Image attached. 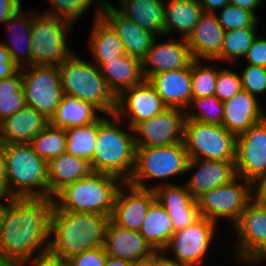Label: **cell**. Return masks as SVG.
<instances>
[{
  "label": "cell",
  "mask_w": 266,
  "mask_h": 266,
  "mask_svg": "<svg viewBox=\"0 0 266 266\" xmlns=\"http://www.w3.org/2000/svg\"><path fill=\"white\" fill-rule=\"evenodd\" d=\"M6 202L0 213V255L20 263L33 258L37 249L38 255L47 253L53 199L11 198Z\"/></svg>",
  "instance_id": "6da1fadb"
},
{
  "label": "cell",
  "mask_w": 266,
  "mask_h": 266,
  "mask_svg": "<svg viewBox=\"0 0 266 266\" xmlns=\"http://www.w3.org/2000/svg\"><path fill=\"white\" fill-rule=\"evenodd\" d=\"M155 251L153 253V266H184L170 257H166L165 251Z\"/></svg>",
  "instance_id": "11a10c76"
},
{
  "label": "cell",
  "mask_w": 266,
  "mask_h": 266,
  "mask_svg": "<svg viewBox=\"0 0 266 266\" xmlns=\"http://www.w3.org/2000/svg\"><path fill=\"white\" fill-rule=\"evenodd\" d=\"M141 236L154 251H164L174 233L173 222L165 208L155 199L141 224Z\"/></svg>",
  "instance_id": "d6a6232c"
},
{
  "label": "cell",
  "mask_w": 266,
  "mask_h": 266,
  "mask_svg": "<svg viewBox=\"0 0 266 266\" xmlns=\"http://www.w3.org/2000/svg\"><path fill=\"white\" fill-rule=\"evenodd\" d=\"M236 138L223 125L185 120L183 143L189 159L235 162Z\"/></svg>",
  "instance_id": "52a82bcc"
},
{
  "label": "cell",
  "mask_w": 266,
  "mask_h": 266,
  "mask_svg": "<svg viewBox=\"0 0 266 266\" xmlns=\"http://www.w3.org/2000/svg\"><path fill=\"white\" fill-rule=\"evenodd\" d=\"M166 108L154 87L148 80H144L141 84L124 90L117 97L116 112L110 117L118 123L121 122V117H128V129L134 132L133 128L138 123L154 117Z\"/></svg>",
  "instance_id": "2e32d148"
},
{
  "label": "cell",
  "mask_w": 266,
  "mask_h": 266,
  "mask_svg": "<svg viewBox=\"0 0 266 266\" xmlns=\"http://www.w3.org/2000/svg\"><path fill=\"white\" fill-rule=\"evenodd\" d=\"M235 168L252 184L266 175V117L237 136Z\"/></svg>",
  "instance_id": "5bb4252c"
},
{
  "label": "cell",
  "mask_w": 266,
  "mask_h": 266,
  "mask_svg": "<svg viewBox=\"0 0 266 266\" xmlns=\"http://www.w3.org/2000/svg\"><path fill=\"white\" fill-rule=\"evenodd\" d=\"M131 266H153V254L131 262Z\"/></svg>",
  "instance_id": "680465c9"
},
{
  "label": "cell",
  "mask_w": 266,
  "mask_h": 266,
  "mask_svg": "<svg viewBox=\"0 0 266 266\" xmlns=\"http://www.w3.org/2000/svg\"><path fill=\"white\" fill-rule=\"evenodd\" d=\"M58 70L65 96L92 103L105 115L115 114L117 97L95 63H89L73 52Z\"/></svg>",
  "instance_id": "277c9868"
},
{
  "label": "cell",
  "mask_w": 266,
  "mask_h": 266,
  "mask_svg": "<svg viewBox=\"0 0 266 266\" xmlns=\"http://www.w3.org/2000/svg\"><path fill=\"white\" fill-rule=\"evenodd\" d=\"M257 29H234L224 33L220 53V61L232 62L233 59L244 57L252 45Z\"/></svg>",
  "instance_id": "8d00e7d4"
},
{
  "label": "cell",
  "mask_w": 266,
  "mask_h": 266,
  "mask_svg": "<svg viewBox=\"0 0 266 266\" xmlns=\"http://www.w3.org/2000/svg\"><path fill=\"white\" fill-rule=\"evenodd\" d=\"M245 57L249 65L266 68V39L256 36Z\"/></svg>",
  "instance_id": "f6af8a7d"
},
{
  "label": "cell",
  "mask_w": 266,
  "mask_h": 266,
  "mask_svg": "<svg viewBox=\"0 0 266 266\" xmlns=\"http://www.w3.org/2000/svg\"><path fill=\"white\" fill-rule=\"evenodd\" d=\"M198 167L193 176L185 182L187 190L197 200L207 191L229 184L236 175L235 162L189 159L187 173Z\"/></svg>",
  "instance_id": "44dd1931"
},
{
  "label": "cell",
  "mask_w": 266,
  "mask_h": 266,
  "mask_svg": "<svg viewBox=\"0 0 266 266\" xmlns=\"http://www.w3.org/2000/svg\"><path fill=\"white\" fill-rule=\"evenodd\" d=\"M203 12L215 13L214 11L221 10L226 5L230 4V0H198Z\"/></svg>",
  "instance_id": "db71d44e"
},
{
  "label": "cell",
  "mask_w": 266,
  "mask_h": 266,
  "mask_svg": "<svg viewBox=\"0 0 266 266\" xmlns=\"http://www.w3.org/2000/svg\"><path fill=\"white\" fill-rule=\"evenodd\" d=\"M0 197L11 199V191L7 180V170L2 144L0 143Z\"/></svg>",
  "instance_id": "681fc988"
},
{
  "label": "cell",
  "mask_w": 266,
  "mask_h": 266,
  "mask_svg": "<svg viewBox=\"0 0 266 266\" xmlns=\"http://www.w3.org/2000/svg\"><path fill=\"white\" fill-rule=\"evenodd\" d=\"M122 183L116 176L91 171L61 189L53 197V203L61 210L111 217L116 193Z\"/></svg>",
  "instance_id": "5b68a950"
},
{
  "label": "cell",
  "mask_w": 266,
  "mask_h": 266,
  "mask_svg": "<svg viewBox=\"0 0 266 266\" xmlns=\"http://www.w3.org/2000/svg\"><path fill=\"white\" fill-rule=\"evenodd\" d=\"M252 187L251 182L237 176L229 184L207 191L197 199L201 216L214 223L219 217H226L234 225L253 200Z\"/></svg>",
  "instance_id": "8fae6325"
},
{
  "label": "cell",
  "mask_w": 266,
  "mask_h": 266,
  "mask_svg": "<svg viewBox=\"0 0 266 266\" xmlns=\"http://www.w3.org/2000/svg\"><path fill=\"white\" fill-rule=\"evenodd\" d=\"M49 124L50 120L45 115L24 106L0 122V143H29Z\"/></svg>",
  "instance_id": "484cf974"
},
{
  "label": "cell",
  "mask_w": 266,
  "mask_h": 266,
  "mask_svg": "<svg viewBox=\"0 0 266 266\" xmlns=\"http://www.w3.org/2000/svg\"><path fill=\"white\" fill-rule=\"evenodd\" d=\"M181 40L169 39L163 43H158L156 37L146 58L142 61V72L145 80L160 72L190 66L194 59L187 40L184 38H181Z\"/></svg>",
  "instance_id": "ffe728a7"
},
{
  "label": "cell",
  "mask_w": 266,
  "mask_h": 266,
  "mask_svg": "<svg viewBox=\"0 0 266 266\" xmlns=\"http://www.w3.org/2000/svg\"><path fill=\"white\" fill-rule=\"evenodd\" d=\"M203 13L198 0H167L165 2V36L179 31L187 39Z\"/></svg>",
  "instance_id": "4dcf8cb0"
},
{
  "label": "cell",
  "mask_w": 266,
  "mask_h": 266,
  "mask_svg": "<svg viewBox=\"0 0 266 266\" xmlns=\"http://www.w3.org/2000/svg\"><path fill=\"white\" fill-rule=\"evenodd\" d=\"M2 147L11 198H49L47 161L28 143H4Z\"/></svg>",
  "instance_id": "8992f818"
},
{
  "label": "cell",
  "mask_w": 266,
  "mask_h": 266,
  "mask_svg": "<svg viewBox=\"0 0 266 266\" xmlns=\"http://www.w3.org/2000/svg\"><path fill=\"white\" fill-rule=\"evenodd\" d=\"M109 116L98 119L96 148L89 164L94 172L110 174L128 182L135 168V134L126 133Z\"/></svg>",
  "instance_id": "3957f363"
},
{
  "label": "cell",
  "mask_w": 266,
  "mask_h": 266,
  "mask_svg": "<svg viewBox=\"0 0 266 266\" xmlns=\"http://www.w3.org/2000/svg\"><path fill=\"white\" fill-rule=\"evenodd\" d=\"M19 263L11 258L0 255V266H18Z\"/></svg>",
  "instance_id": "91938a15"
},
{
  "label": "cell",
  "mask_w": 266,
  "mask_h": 266,
  "mask_svg": "<svg viewBox=\"0 0 266 266\" xmlns=\"http://www.w3.org/2000/svg\"><path fill=\"white\" fill-rule=\"evenodd\" d=\"M193 60L190 64L192 80V99L212 96L215 93V84L219 69Z\"/></svg>",
  "instance_id": "f35d334b"
},
{
  "label": "cell",
  "mask_w": 266,
  "mask_h": 266,
  "mask_svg": "<svg viewBox=\"0 0 266 266\" xmlns=\"http://www.w3.org/2000/svg\"><path fill=\"white\" fill-rule=\"evenodd\" d=\"M109 216L71 212L59 209L54 203L50 216L48 252L66 262L83 251L103 246Z\"/></svg>",
  "instance_id": "7a4b0ae2"
},
{
  "label": "cell",
  "mask_w": 266,
  "mask_h": 266,
  "mask_svg": "<svg viewBox=\"0 0 266 266\" xmlns=\"http://www.w3.org/2000/svg\"><path fill=\"white\" fill-rule=\"evenodd\" d=\"M22 72L25 105L45 115L49 120L55 115L64 93L58 66L30 65Z\"/></svg>",
  "instance_id": "30bf717a"
},
{
  "label": "cell",
  "mask_w": 266,
  "mask_h": 266,
  "mask_svg": "<svg viewBox=\"0 0 266 266\" xmlns=\"http://www.w3.org/2000/svg\"><path fill=\"white\" fill-rule=\"evenodd\" d=\"M32 21H33V13L30 12V14L27 13L26 15V12H23L20 7L15 11V13L6 23L7 24L6 27H8L7 29L10 30V32L12 33L11 35L12 38L9 36L11 38V39L8 38L10 39V42L7 44L5 42L3 44L10 53L12 61L19 68H22V65L24 66V63H25V68L26 65L27 66L32 65V41H31Z\"/></svg>",
  "instance_id": "f1b7e54d"
},
{
  "label": "cell",
  "mask_w": 266,
  "mask_h": 266,
  "mask_svg": "<svg viewBox=\"0 0 266 266\" xmlns=\"http://www.w3.org/2000/svg\"><path fill=\"white\" fill-rule=\"evenodd\" d=\"M24 106H26L24 96L0 97V122L15 114Z\"/></svg>",
  "instance_id": "7dc6e473"
},
{
  "label": "cell",
  "mask_w": 266,
  "mask_h": 266,
  "mask_svg": "<svg viewBox=\"0 0 266 266\" xmlns=\"http://www.w3.org/2000/svg\"><path fill=\"white\" fill-rule=\"evenodd\" d=\"M238 232V256L248 264L266 257V207L251 201L233 225Z\"/></svg>",
  "instance_id": "7c38bea8"
},
{
  "label": "cell",
  "mask_w": 266,
  "mask_h": 266,
  "mask_svg": "<svg viewBox=\"0 0 266 266\" xmlns=\"http://www.w3.org/2000/svg\"><path fill=\"white\" fill-rule=\"evenodd\" d=\"M216 223L201 217L194 224L173 233L165 253L173 251L174 260L184 266H201L213 241ZM173 249V250H172Z\"/></svg>",
  "instance_id": "4fadbf2b"
},
{
  "label": "cell",
  "mask_w": 266,
  "mask_h": 266,
  "mask_svg": "<svg viewBox=\"0 0 266 266\" xmlns=\"http://www.w3.org/2000/svg\"><path fill=\"white\" fill-rule=\"evenodd\" d=\"M261 2L262 0H230V4L246 9L252 12L255 16H257L255 10L259 7Z\"/></svg>",
  "instance_id": "9f6ffc18"
},
{
  "label": "cell",
  "mask_w": 266,
  "mask_h": 266,
  "mask_svg": "<svg viewBox=\"0 0 266 266\" xmlns=\"http://www.w3.org/2000/svg\"><path fill=\"white\" fill-rule=\"evenodd\" d=\"M199 108L200 112H189L190 107ZM186 110V119H193L198 122L213 125H223L224 107L215 95L208 97H200L191 100L189 108Z\"/></svg>",
  "instance_id": "74e56055"
},
{
  "label": "cell",
  "mask_w": 266,
  "mask_h": 266,
  "mask_svg": "<svg viewBox=\"0 0 266 266\" xmlns=\"http://www.w3.org/2000/svg\"><path fill=\"white\" fill-rule=\"evenodd\" d=\"M128 187V194L122 188ZM156 199L153 189L140 188L123 182L116 193L110 220L117 226L131 231H140L150 204Z\"/></svg>",
  "instance_id": "e0dca14e"
},
{
  "label": "cell",
  "mask_w": 266,
  "mask_h": 266,
  "mask_svg": "<svg viewBox=\"0 0 266 266\" xmlns=\"http://www.w3.org/2000/svg\"><path fill=\"white\" fill-rule=\"evenodd\" d=\"M241 84L242 89L254 97L266 93V68L247 64L241 75Z\"/></svg>",
  "instance_id": "7bdbcfd3"
},
{
  "label": "cell",
  "mask_w": 266,
  "mask_h": 266,
  "mask_svg": "<svg viewBox=\"0 0 266 266\" xmlns=\"http://www.w3.org/2000/svg\"><path fill=\"white\" fill-rule=\"evenodd\" d=\"M189 156L184 143L162 147L136 146L135 168L131 185L150 189L145 179H167L187 172Z\"/></svg>",
  "instance_id": "ba28073f"
},
{
  "label": "cell",
  "mask_w": 266,
  "mask_h": 266,
  "mask_svg": "<svg viewBox=\"0 0 266 266\" xmlns=\"http://www.w3.org/2000/svg\"><path fill=\"white\" fill-rule=\"evenodd\" d=\"M121 7L115 8L120 14L137 23L155 35H165L164 0H120Z\"/></svg>",
  "instance_id": "f546056e"
},
{
  "label": "cell",
  "mask_w": 266,
  "mask_h": 266,
  "mask_svg": "<svg viewBox=\"0 0 266 266\" xmlns=\"http://www.w3.org/2000/svg\"><path fill=\"white\" fill-rule=\"evenodd\" d=\"M65 130L67 136L66 152L90 163L96 148L98 120L85 126L69 127Z\"/></svg>",
  "instance_id": "e575fe53"
},
{
  "label": "cell",
  "mask_w": 266,
  "mask_h": 266,
  "mask_svg": "<svg viewBox=\"0 0 266 266\" xmlns=\"http://www.w3.org/2000/svg\"><path fill=\"white\" fill-rule=\"evenodd\" d=\"M186 111L167 107L134 128L136 146L162 147L182 143ZM141 136V137H140Z\"/></svg>",
  "instance_id": "9a60e30c"
},
{
  "label": "cell",
  "mask_w": 266,
  "mask_h": 266,
  "mask_svg": "<svg viewBox=\"0 0 266 266\" xmlns=\"http://www.w3.org/2000/svg\"><path fill=\"white\" fill-rule=\"evenodd\" d=\"M150 189L154 190L156 200L172 220L174 232L194 224L202 217L197 200L187 190L186 185L164 182Z\"/></svg>",
  "instance_id": "d6986e66"
},
{
  "label": "cell",
  "mask_w": 266,
  "mask_h": 266,
  "mask_svg": "<svg viewBox=\"0 0 266 266\" xmlns=\"http://www.w3.org/2000/svg\"><path fill=\"white\" fill-rule=\"evenodd\" d=\"M72 24L54 16L33 12L32 21V65L59 66L74 51L67 45V34Z\"/></svg>",
  "instance_id": "9c48e42d"
},
{
  "label": "cell",
  "mask_w": 266,
  "mask_h": 266,
  "mask_svg": "<svg viewBox=\"0 0 266 266\" xmlns=\"http://www.w3.org/2000/svg\"><path fill=\"white\" fill-rule=\"evenodd\" d=\"M261 105L257 97L242 89L233 98L223 102V126L236 137L243 134L266 117Z\"/></svg>",
  "instance_id": "cb8c5ba5"
},
{
  "label": "cell",
  "mask_w": 266,
  "mask_h": 266,
  "mask_svg": "<svg viewBox=\"0 0 266 266\" xmlns=\"http://www.w3.org/2000/svg\"><path fill=\"white\" fill-rule=\"evenodd\" d=\"M148 82L154 87L166 107L184 111L187 107L189 108L192 100L190 66L154 74Z\"/></svg>",
  "instance_id": "603a6c76"
},
{
  "label": "cell",
  "mask_w": 266,
  "mask_h": 266,
  "mask_svg": "<svg viewBox=\"0 0 266 266\" xmlns=\"http://www.w3.org/2000/svg\"><path fill=\"white\" fill-rule=\"evenodd\" d=\"M49 198L66 185L86 177L92 170L87 160L64 152L47 162Z\"/></svg>",
  "instance_id": "83f0119b"
},
{
  "label": "cell",
  "mask_w": 266,
  "mask_h": 266,
  "mask_svg": "<svg viewBox=\"0 0 266 266\" xmlns=\"http://www.w3.org/2000/svg\"><path fill=\"white\" fill-rule=\"evenodd\" d=\"M217 19L225 32L234 29H257V17L252 12L233 4L222 8L220 15L217 14Z\"/></svg>",
  "instance_id": "ab89813d"
},
{
  "label": "cell",
  "mask_w": 266,
  "mask_h": 266,
  "mask_svg": "<svg viewBox=\"0 0 266 266\" xmlns=\"http://www.w3.org/2000/svg\"><path fill=\"white\" fill-rule=\"evenodd\" d=\"M34 258L21 261L19 266H25L26 263L28 264L29 262L32 264V266H61L64 263L49 252L37 255V257Z\"/></svg>",
  "instance_id": "f907efd6"
},
{
  "label": "cell",
  "mask_w": 266,
  "mask_h": 266,
  "mask_svg": "<svg viewBox=\"0 0 266 266\" xmlns=\"http://www.w3.org/2000/svg\"><path fill=\"white\" fill-rule=\"evenodd\" d=\"M242 90L241 76L229 69H219L214 95L221 101L233 98Z\"/></svg>",
  "instance_id": "b9f144b4"
},
{
  "label": "cell",
  "mask_w": 266,
  "mask_h": 266,
  "mask_svg": "<svg viewBox=\"0 0 266 266\" xmlns=\"http://www.w3.org/2000/svg\"><path fill=\"white\" fill-rule=\"evenodd\" d=\"M53 9L43 12L70 24L75 23L87 11L94 0H49Z\"/></svg>",
  "instance_id": "60d3db41"
},
{
  "label": "cell",
  "mask_w": 266,
  "mask_h": 266,
  "mask_svg": "<svg viewBox=\"0 0 266 266\" xmlns=\"http://www.w3.org/2000/svg\"><path fill=\"white\" fill-rule=\"evenodd\" d=\"M95 64L116 97L124 90L139 85L145 80L142 62L132 56L124 55L106 63Z\"/></svg>",
  "instance_id": "4316f807"
},
{
  "label": "cell",
  "mask_w": 266,
  "mask_h": 266,
  "mask_svg": "<svg viewBox=\"0 0 266 266\" xmlns=\"http://www.w3.org/2000/svg\"><path fill=\"white\" fill-rule=\"evenodd\" d=\"M24 96L21 68L11 77L0 79V97Z\"/></svg>",
  "instance_id": "bcb514c9"
},
{
  "label": "cell",
  "mask_w": 266,
  "mask_h": 266,
  "mask_svg": "<svg viewBox=\"0 0 266 266\" xmlns=\"http://www.w3.org/2000/svg\"><path fill=\"white\" fill-rule=\"evenodd\" d=\"M224 33L225 30L218 22L216 12H203L193 32L186 39L193 59L220 61Z\"/></svg>",
  "instance_id": "7402d4cb"
},
{
  "label": "cell",
  "mask_w": 266,
  "mask_h": 266,
  "mask_svg": "<svg viewBox=\"0 0 266 266\" xmlns=\"http://www.w3.org/2000/svg\"><path fill=\"white\" fill-rule=\"evenodd\" d=\"M107 254L103 246L83 251L82 253L71 257L66 263L69 266H104Z\"/></svg>",
  "instance_id": "ee69618b"
},
{
  "label": "cell",
  "mask_w": 266,
  "mask_h": 266,
  "mask_svg": "<svg viewBox=\"0 0 266 266\" xmlns=\"http://www.w3.org/2000/svg\"><path fill=\"white\" fill-rule=\"evenodd\" d=\"M104 266H131V262L127 260H122L119 258L107 256Z\"/></svg>",
  "instance_id": "6f0895ef"
},
{
  "label": "cell",
  "mask_w": 266,
  "mask_h": 266,
  "mask_svg": "<svg viewBox=\"0 0 266 266\" xmlns=\"http://www.w3.org/2000/svg\"><path fill=\"white\" fill-rule=\"evenodd\" d=\"M3 198L0 197V201L2 200ZM4 204H1L0 202V213H1V210H2V207H3Z\"/></svg>",
  "instance_id": "94428289"
},
{
  "label": "cell",
  "mask_w": 266,
  "mask_h": 266,
  "mask_svg": "<svg viewBox=\"0 0 266 266\" xmlns=\"http://www.w3.org/2000/svg\"><path fill=\"white\" fill-rule=\"evenodd\" d=\"M33 151L47 162L66 152L67 136L64 128L51 123L28 143Z\"/></svg>",
  "instance_id": "d590c367"
},
{
  "label": "cell",
  "mask_w": 266,
  "mask_h": 266,
  "mask_svg": "<svg viewBox=\"0 0 266 266\" xmlns=\"http://www.w3.org/2000/svg\"><path fill=\"white\" fill-rule=\"evenodd\" d=\"M103 248L107 256L130 262L155 252L140 232L121 228L111 220L105 228Z\"/></svg>",
  "instance_id": "d4e9b609"
},
{
  "label": "cell",
  "mask_w": 266,
  "mask_h": 266,
  "mask_svg": "<svg viewBox=\"0 0 266 266\" xmlns=\"http://www.w3.org/2000/svg\"><path fill=\"white\" fill-rule=\"evenodd\" d=\"M20 7V0H0V23H7Z\"/></svg>",
  "instance_id": "816d5d0a"
},
{
  "label": "cell",
  "mask_w": 266,
  "mask_h": 266,
  "mask_svg": "<svg viewBox=\"0 0 266 266\" xmlns=\"http://www.w3.org/2000/svg\"><path fill=\"white\" fill-rule=\"evenodd\" d=\"M97 112L101 111L92 103L64 95L50 123L64 129L85 126L100 118Z\"/></svg>",
  "instance_id": "836d02e7"
},
{
  "label": "cell",
  "mask_w": 266,
  "mask_h": 266,
  "mask_svg": "<svg viewBox=\"0 0 266 266\" xmlns=\"http://www.w3.org/2000/svg\"><path fill=\"white\" fill-rule=\"evenodd\" d=\"M99 0L101 17L114 29L121 39L125 55L132 56L141 62L146 58L157 35L144 29L132 20L120 14L107 1Z\"/></svg>",
  "instance_id": "ac0fdd59"
},
{
  "label": "cell",
  "mask_w": 266,
  "mask_h": 266,
  "mask_svg": "<svg viewBox=\"0 0 266 266\" xmlns=\"http://www.w3.org/2000/svg\"><path fill=\"white\" fill-rule=\"evenodd\" d=\"M19 69L4 44L0 43V79L13 76Z\"/></svg>",
  "instance_id": "c3c4849f"
},
{
  "label": "cell",
  "mask_w": 266,
  "mask_h": 266,
  "mask_svg": "<svg viewBox=\"0 0 266 266\" xmlns=\"http://www.w3.org/2000/svg\"><path fill=\"white\" fill-rule=\"evenodd\" d=\"M252 185L253 200L260 206L266 207V175L258 178Z\"/></svg>",
  "instance_id": "f5cc1de1"
},
{
  "label": "cell",
  "mask_w": 266,
  "mask_h": 266,
  "mask_svg": "<svg viewBox=\"0 0 266 266\" xmlns=\"http://www.w3.org/2000/svg\"><path fill=\"white\" fill-rule=\"evenodd\" d=\"M61 266H69L66 262H64Z\"/></svg>",
  "instance_id": "6125c7cd"
},
{
  "label": "cell",
  "mask_w": 266,
  "mask_h": 266,
  "mask_svg": "<svg viewBox=\"0 0 266 266\" xmlns=\"http://www.w3.org/2000/svg\"><path fill=\"white\" fill-rule=\"evenodd\" d=\"M94 26L90 33V48L94 63H106L125 55L124 46L114 29L96 12Z\"/></svg>",
  "instance_id": "1f68e13d"
}]
</instances>
